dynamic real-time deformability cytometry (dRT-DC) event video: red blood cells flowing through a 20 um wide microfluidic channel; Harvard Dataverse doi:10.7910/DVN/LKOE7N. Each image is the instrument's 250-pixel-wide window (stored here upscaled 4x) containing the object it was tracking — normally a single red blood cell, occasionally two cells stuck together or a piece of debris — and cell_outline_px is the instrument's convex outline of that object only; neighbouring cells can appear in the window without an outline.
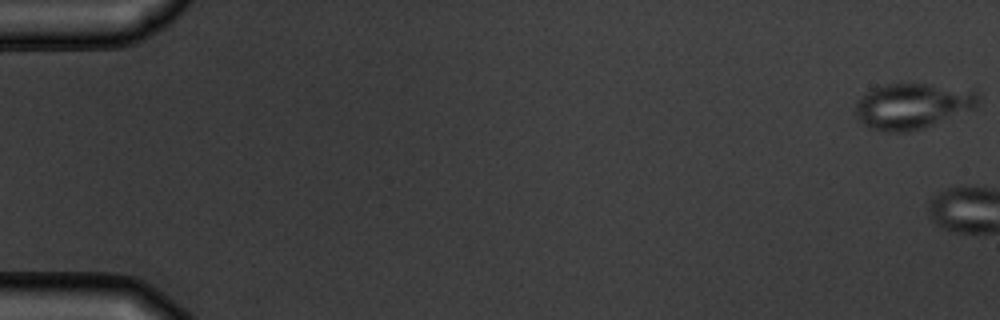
{"species": "common noctule bat (a hibernating species)", "species_latin": "Nyctalus noctula", "temperature_condition": "warm", "stored_images_in_passage": 7, "camera_frame_rate_fps": 3000, "um_per_image_px": 0.085, "animal": {"sex": "male", "body_mass_g": 19.5, "forearm_length_mm": 54.6}, "frame": {"image": 1, "passage_image": 1, "time_ms": 0.0, "image_size_px": [1000, 320], "cell_outline_px": [[980, 96], [976, 108], [924, 128], [908, 132], [888, 132], [868, 128], [856, 116], [856, 100], [872, 88], [884, 84], [928, 84], [976, 92]], "centroid_in_image_um": [77.52, 9.03], "position_along_channel_um": 7.5, "area_um2": 32.48}}